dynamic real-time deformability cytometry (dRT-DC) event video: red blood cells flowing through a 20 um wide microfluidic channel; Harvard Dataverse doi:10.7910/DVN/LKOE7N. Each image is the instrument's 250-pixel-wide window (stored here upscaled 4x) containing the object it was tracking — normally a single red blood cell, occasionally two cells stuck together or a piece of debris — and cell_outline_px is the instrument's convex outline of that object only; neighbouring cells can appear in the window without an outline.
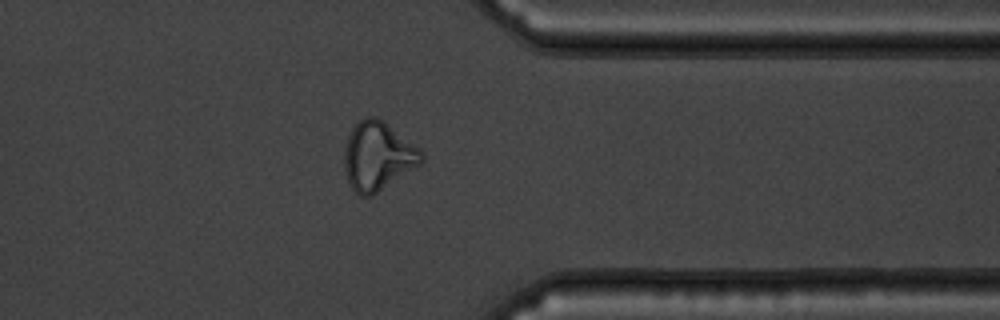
{"species": "common noctule bat (a hibernating species)", "species_latin": "Nyctalus noctula", "temperature_condition": "warm", "stored_images_in_passage": 37, "camera_frame_rate_fps": 3000, "um_per_image_px": 0.085, "animal": {"sex": "male", "body_mass_g": 19.5, "forearm_length_mm": 54.6}, "frame": {"image": 1, "passage_image": 27, "time_ms": 8.667, "image_size_px": [1000, 320], "cell_outline_px": [[424, 160], [420, 164], [372, 196], [360, 196], [348, 184], [344, 168], [344, 148], [348, 136], [352, 128], [364, 116], [372, 116], [384, 120], [420, 148], [424, 156]], "centroid_in_image_um": [32.1, 13.26], "position_along_channel_um": 379.3, "area_um2": 30.98}}